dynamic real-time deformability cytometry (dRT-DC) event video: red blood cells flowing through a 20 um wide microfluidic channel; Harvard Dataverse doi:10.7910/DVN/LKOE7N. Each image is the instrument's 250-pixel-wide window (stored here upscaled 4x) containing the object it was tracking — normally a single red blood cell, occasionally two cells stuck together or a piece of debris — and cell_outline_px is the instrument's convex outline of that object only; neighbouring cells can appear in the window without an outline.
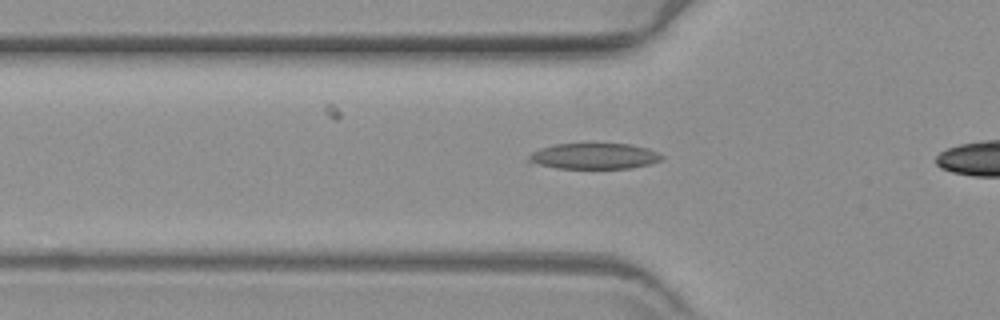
{"species": "common noctule bat (a hibernating species)", "species_latin": "Nyctalus noctula", "temperature_condition": "warm", "stored_images_in_passage": 7, "camera_frame_rate_fps": 3000, "um_per_image_px": 0.085, "animal": {"sex": "female", "body_mass_g": 19.3, "forearm_length_mm": 54.1}, "frame": {"image": 1, "passage_image": 5, "time_ms": 1.333, "image_size_px": [1000, 320], "cell_outline_px": [[664, 160], [652, 164], [632, 168], [556, 168], [540, 164], [528, 160], [528, 156], [532, 152], [540, 148], [556, 144], [592, 140], [596, 140], [628, 144], [648, 148], [664, 156]], "centroid_in_image_um": [50.56, 13.21], "position_along_channel_um": 75.2, "area_um2": 21.04}}